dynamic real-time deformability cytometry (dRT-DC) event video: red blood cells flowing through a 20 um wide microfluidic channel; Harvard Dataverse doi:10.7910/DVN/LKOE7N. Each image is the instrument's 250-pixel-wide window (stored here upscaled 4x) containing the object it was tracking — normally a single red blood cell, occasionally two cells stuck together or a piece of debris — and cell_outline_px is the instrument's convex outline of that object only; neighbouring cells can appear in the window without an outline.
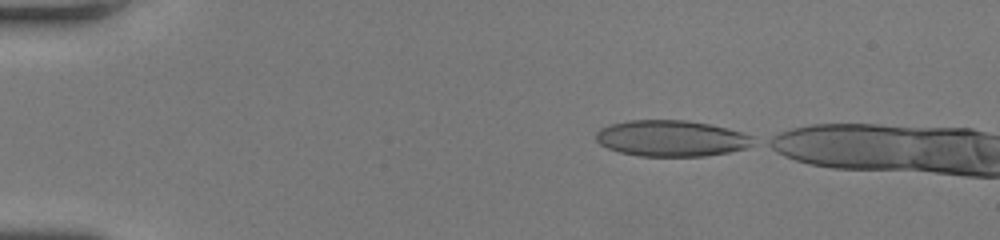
{"species": "human", "species_latin": "Homo sapiens", "temperature_condition": "room temperature", "stored_images_in_passage": 2, "camera_frame_rate_fps": 3000, "um_per_image_px": 0.085, "donor": {"sex": "female"}, "frame": {"image": 1, "passage_image": 1, "time_ms": 0.0, "image_size_px": [1000, 240], "cell_outline_px": [[736, 148], [720, 152], [684, 156], [656, 156], [628, 152], [616, 148], [660, 124], [700, 124], [720, 128], [732, 132]], "centroid_in_image_um": [57.87, 11.96], "position_along_channel_um": 27.1, "area_um2": 20.52}}